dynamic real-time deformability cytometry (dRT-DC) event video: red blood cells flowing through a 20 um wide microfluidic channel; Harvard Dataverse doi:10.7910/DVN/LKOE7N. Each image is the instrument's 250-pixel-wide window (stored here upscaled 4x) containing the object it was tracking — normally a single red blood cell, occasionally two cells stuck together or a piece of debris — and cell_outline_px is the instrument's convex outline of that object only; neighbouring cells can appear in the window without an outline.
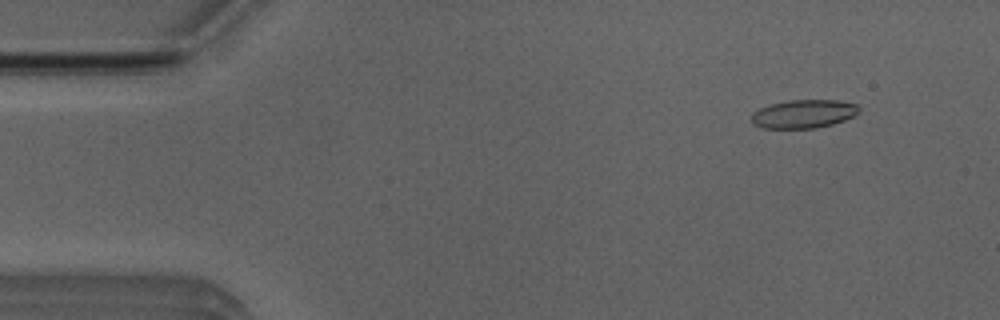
{"species": "Egyptian fruit bat (a non-hibernating species)", "species_latin": "Rousettus aegyptiacus", "temperature_condition": "room temperature", "stored_images_in_passage": 53, "camera_frame_rate_fps": 3000, "um_per_image_px": 0.085, "animal": {"sex": "male"}, "frame": {"image": 1, "passage_image": 5, "time_ms": 1.333, "image_size_px": [1000, 320], "cell_outline_px": [[860, 112], [856, 116], [832, 124], [816, 128], [760, 128], [752, 124], [752, 112], [768, 104], [788, 100], [836, 100], [856, 104], [860, 108]], "centroid_in_image_um": [68.3, 9.68], "position_along_channel_um": 16.7, "area_um2": 18.03}}
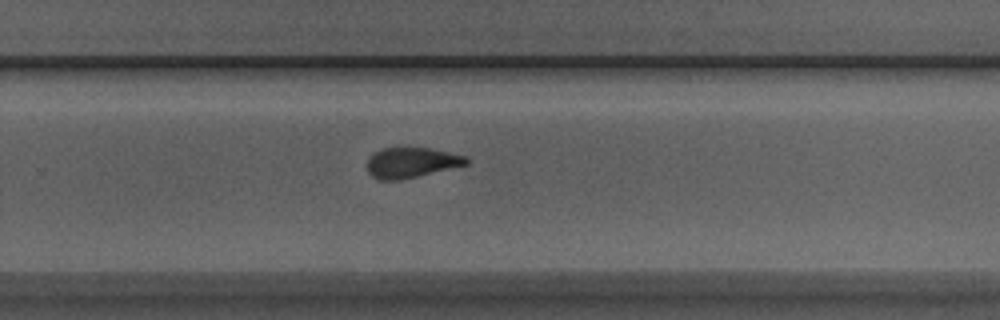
{"frame": {"image": 2, "passage_image": 34, "time_ms": 11.0, "image_size_px": [1000, 320], "cell_outline_px": [[468, 164], [400, 180], [380, 180], [372, 176], [368, 172], [368, 156], [380, 148], [400, 144], [432, 148], [468, 156]], "centroid_in_image_um": [34.93, 13.75], "position_along_channel_um": 294.9, "area_um2": 18.26}}
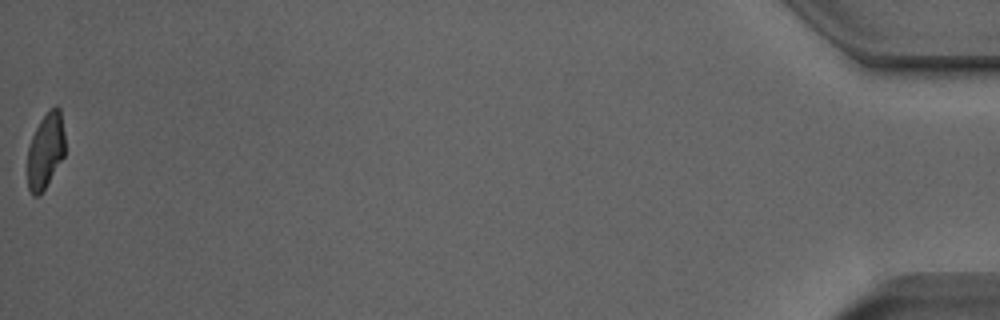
{"frame": {"image": 3, "passage_image": 53, "time_ms": 17.333, "image_size_px": [1000, 320], "cell_outline_px": [[64, 156], [44, 188], [36, 196], [32, 196], [28, 188], [28, 148], [32, 136], [40, 120], [56, 104], [60, 108], [64, 132]], "centroid_in_image_um": [3.87, 12.78], "position_along_channel_um": 431.3, "area_um2": 16.18}, "authors_computed_cell_mechanics": {"area_um2": 18.1492, "velocity_mm_per_s": 3.8372, "shape_relaxation_time_tau1_ms": 8.6041, "shape_relaxation_time_tau2_ms": 1.7537, "deformation_change_tau1": 0.2249, "deformation_change_tau2": 0.0842}}